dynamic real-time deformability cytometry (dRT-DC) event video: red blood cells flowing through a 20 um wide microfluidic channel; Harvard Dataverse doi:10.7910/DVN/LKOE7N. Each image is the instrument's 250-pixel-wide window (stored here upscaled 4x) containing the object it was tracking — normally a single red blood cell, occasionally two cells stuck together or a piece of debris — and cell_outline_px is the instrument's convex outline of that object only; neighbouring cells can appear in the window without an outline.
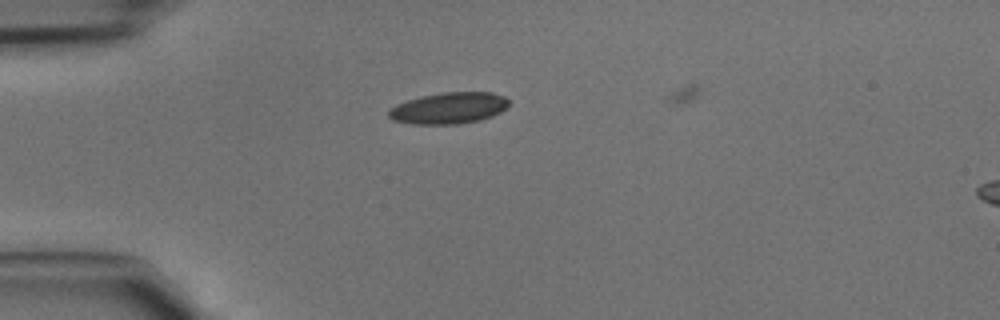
{"species": "common noctule bat (a hibernating species)", "species_latin": "Nyctalus noctula", "temperature_condition": "cold", "stored_images_in_passage": 41, "camera_frame_rate_fps": 3000, "um_per_image_px": 0.085, "animal": {"sex": "male", "body_mass_g": 15.6}, "frame": {"image": 1, "passage_image": 10, "time_ms": 3.0, "image_size_px": [1000, 320], "cell_outline_px": [[508, 108], [492, 116], [480, 120], [460, 124], [412, 124], [392, 120], [388, 116], [388, 108], [396, 104], [420, 96], [440, 92], [492, 92], [504, 96], [508, 100]], "centroid_in_image_um": [38.13, 9.19], "position_along_channel_um": 46.9, "area_um2": 22.25}}
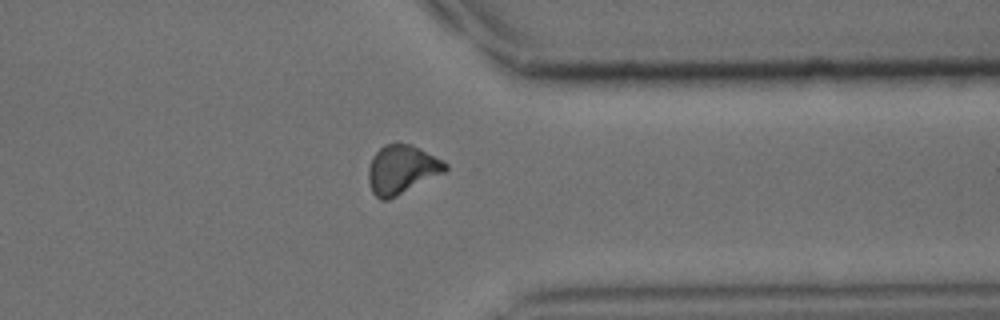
{"frame": {"image": 2, "passage_image": 34, "time_ms": 11.0, "image_size_px": [1000, 320], "cell_outline_px": [[448, 168], [444, 172], [388, 200], [380, 200], [372, 192], [368, 180], [368, 168], [372, 156], [384, 144], [412, 144], [444, 160], [448, 164]], "centroid_in_image_um": [34.14, 14.4], "position_along_channel_um": 377.3, "area_um2": 21.79}}
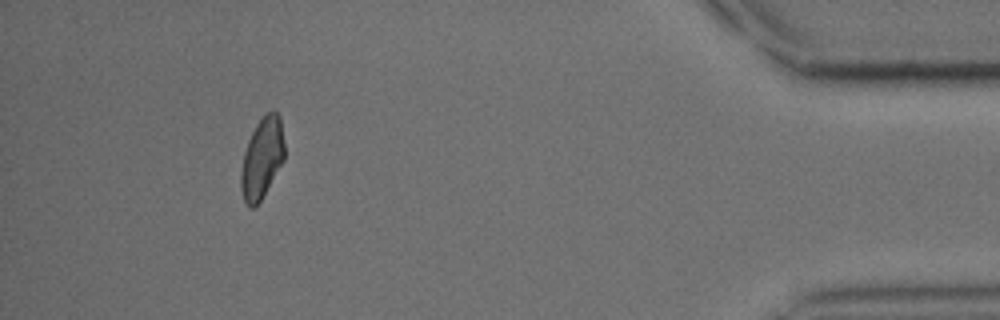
{"frame": {"image": 3, "passage_image": 40, "time_ms": 13.0, "image_size_px": [1000, 320], "cell_outline_px": [[284, 160], [260, 200], [252, 208], [248, 208], [244, 200], [240, 188], [240, 172], [244, 152], [248, 140], [256, 124], [264, 112], [276, 112], [280, 116], [284, 144]], "centroid_in_image_um": [22.25, 13.43], "position_along_channel_um": 412.9, "area_um2": 20.4}}